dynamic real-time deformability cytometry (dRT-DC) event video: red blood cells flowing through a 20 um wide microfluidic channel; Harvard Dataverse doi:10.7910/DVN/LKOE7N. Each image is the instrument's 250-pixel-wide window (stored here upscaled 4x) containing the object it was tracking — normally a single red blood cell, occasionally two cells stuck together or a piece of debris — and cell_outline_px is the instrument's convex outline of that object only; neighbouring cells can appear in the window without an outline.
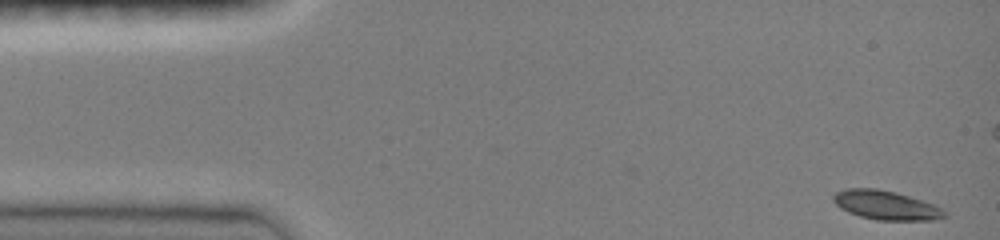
{"species": "common noctule bat (a hibernating species)", "species_latin": "Nyctalus noctula", "temperature_condition": "room temperature", "stored_images_in_passage": 9, "camera_frame_rate_fps": 3000, "um_per_image_px": 0.085, "animal": {"sex": "female", "body_mass_g": 19.0, "forearm_length_mm": 51.5}, "frame": {"image": 1, "passage_image": 1, "time_ms": 0.0, "image_size_px": [1000, 240], "cell_outline_px": [[948, 216], [936, 220], [876, 220], [860, 216], [848, 212], [840, 208], [832, 200], [832, 196], [836, 192], [848, 188], [876, 188], [896, 192], [932, 204], [948, 212]], "centroid_in_image_um": [75.3, 17.45], "position_along_channel_um": 9.7, "area_um2": 18.84}}